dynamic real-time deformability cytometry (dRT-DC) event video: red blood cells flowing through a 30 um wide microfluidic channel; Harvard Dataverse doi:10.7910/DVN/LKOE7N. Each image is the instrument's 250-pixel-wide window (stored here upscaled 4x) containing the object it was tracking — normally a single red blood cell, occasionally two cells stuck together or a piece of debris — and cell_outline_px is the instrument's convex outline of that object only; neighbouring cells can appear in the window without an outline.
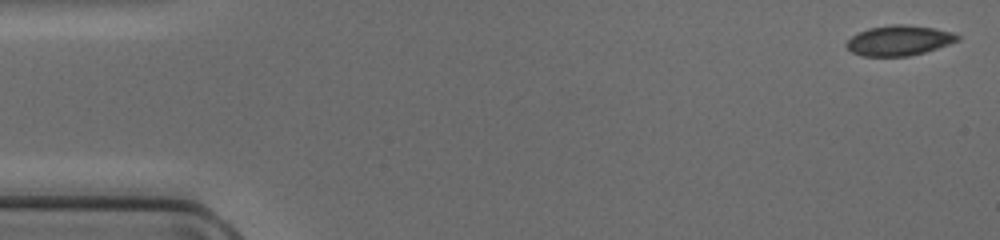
{"species": "common noctule bat (a hibernating species)", "species_latin": "Nyctalus noctula", "temperature_condition": "cold", "stored_images_in_passage": 47, "camera_frame_rate_fps": 3000, "um_per_image_px": 0.085, "animal": {"sex": "female", "body_mass_g": 17.0, "forearm_length_mm": 48.0}, "frame": {"image": 1, "passage_image": 1, "time_ms": 0.0, "image_size_px": [1000, 240], "cell_outline_px": [[960, 40], [924, 52], [908, 56], [860, 56], [852, 52], [844, 44], [852, 36], [868, 28], [892, 24], [904, 24], [936, 28], [952, 32], [960, 36]], "centroid_in_image_um": [76.41, 3.43], "position_along_channel_um": 8.6, "area_um2": 19.48}}
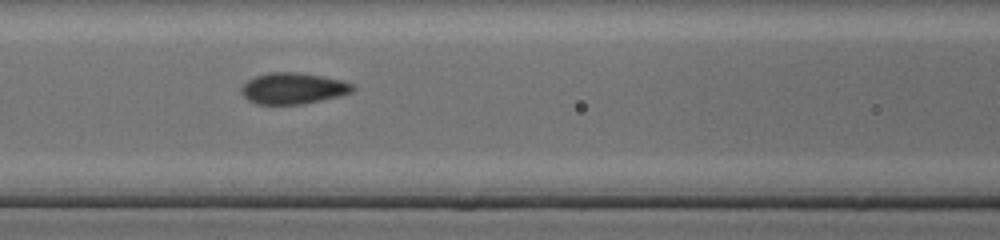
{"frame": {"image": 2, "passage_image": 20, "time_ms": 6.333, "image_size_px": [1000, 240], "cell_outline_px": [[356, 88], [352, 92], [340, 96], [300, 104], [256, 104], [248, 100], [240, 92], [240, 88], [248, 80], [256, 76], [268, 72], [300, 72], [340, 80], [352, 84]], "centroid_in_image_um": [24.89, 7.51], "position_along_channel_um": 141.7, "area_um2": 20.17}}
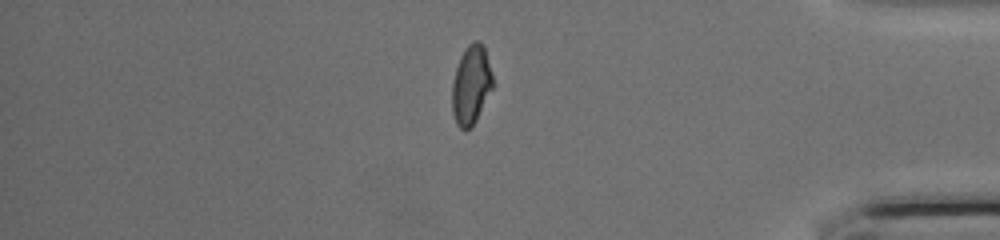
{"frame": {"image": 3, "passage_image": 40, "time_ms": 13.0, "image_size_px": [1000, 240], "cell_outline_px": [[496, 84], [472, 128], [464, 132], [456, 124], [452, 112], [452, 84], [456, 68], [460, 56], [468, 44], [472, 40], [480, 40], [484, 44]], "centroid_in_image_um": [40.08, 7.22], "position_along_channel_um": 395.1, "area_um2": 19.54}}